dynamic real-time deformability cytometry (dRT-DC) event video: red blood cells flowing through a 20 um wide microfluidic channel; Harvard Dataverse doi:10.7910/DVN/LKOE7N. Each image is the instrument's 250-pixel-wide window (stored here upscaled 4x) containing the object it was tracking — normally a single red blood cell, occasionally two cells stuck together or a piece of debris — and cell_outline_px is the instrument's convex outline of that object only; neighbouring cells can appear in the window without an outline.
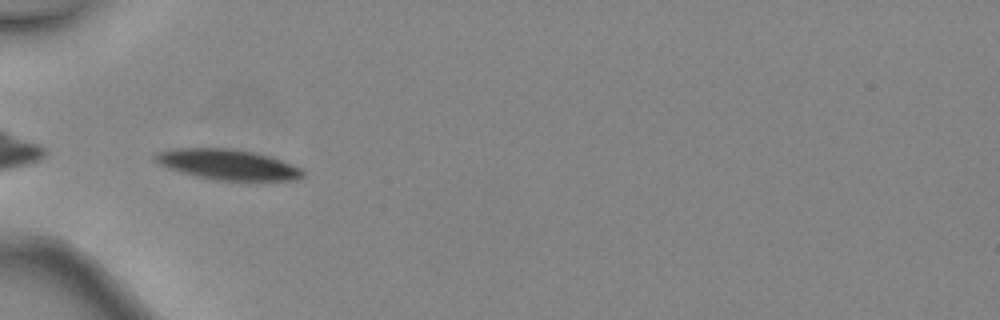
{"species": "common noctule bat (a hibernating species)", "species_latin": "Nyctalus noctula", "temperature_condition": "warm", "stored_images_in_passage": 31, "camera_frame_rate_fps": 3000, "um_per_image_px": 0.085, "animal": {"sex": "female", "body_mass_g": 24.6, "forearm_length_mm": 56.2}, "frame": {"image": 1, "passage_image": 1, "time_ms": 0.0, "image_size_px": [1000, 320], "cell_outline_px": [[304, 176], [296, 180], [216, 180], [196, 176], [180, 172], [168, 168], [160, 164], [152, 156], [156, 152], [172, 148], [232, 148], [256, 152], [272, 156], [292, 164], [300, 168], [304, 172]], "centroid_in_image_um": [19.35, 13.97], "position_along_channel_um": 65.6, "area_um2": 26.36}}
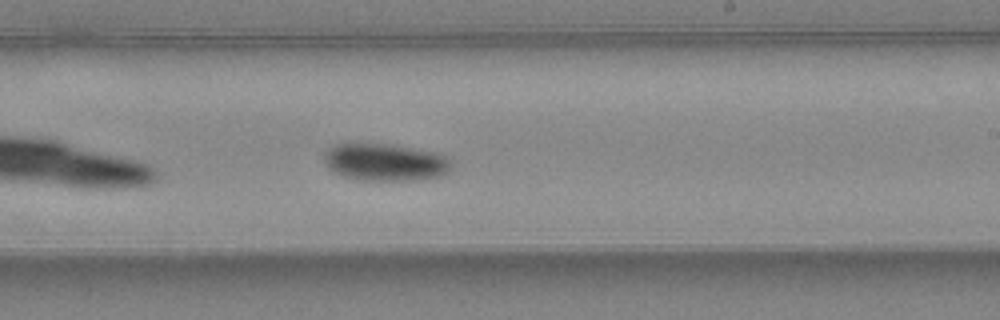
{"frame": {"image": 2, "passage_image": 14, "time_ms": 4.333, "image_size_px": [1000, 320], "cell_outline_px": [[448, 172], [440, 176], [416, 180], [356, 180], [340, 176], [328, 168], [324, 164], [324, 152], [328, 148], [336, 144], [396, 144], [436, 152], [448, 156]], "centroid_in_image_um": [32.69, 13.78], "position_along_channel_um": 256.3, "area_um2": 27.92}}
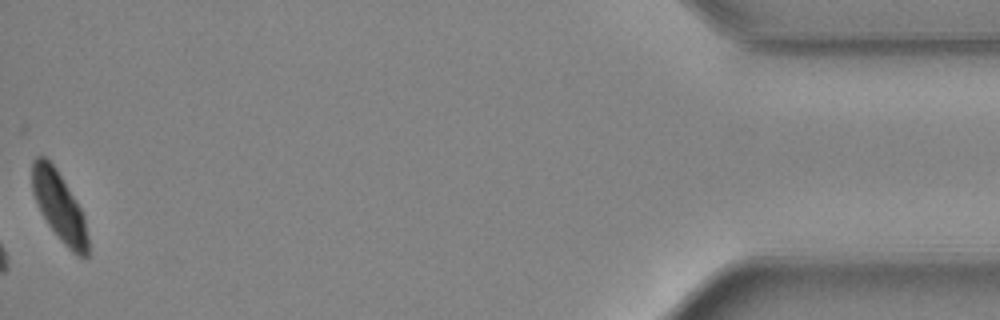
{"frame": {"image": 3, "passage_image": 31, "time_ms": 10.0, "image_size_px": [1000, 320], "cell_outline_px": [[88, 256], [80, 256], [72, 252], [60, 240], [48, 224], [32, 192], [32, 160], [36, 156], [44, 156], [56, 168], [80, 208], [84, 216], [88, 236]], "centroid_in_image_um": [5.03, 17.54], "position_along_channel_um": 430.2, "area_um2": 22.08}, "authors_computed_cell_mechanics": {"area_um2": 26.9348, "velocity_mm_per_s": 4.5299, "shape_relaxation_time_tau1_ms": 1.858, "shape_relaxation_time_tau2_ms": null, "deformation_change_tau1": 0.1101, "deformation_change_tau2": null}}